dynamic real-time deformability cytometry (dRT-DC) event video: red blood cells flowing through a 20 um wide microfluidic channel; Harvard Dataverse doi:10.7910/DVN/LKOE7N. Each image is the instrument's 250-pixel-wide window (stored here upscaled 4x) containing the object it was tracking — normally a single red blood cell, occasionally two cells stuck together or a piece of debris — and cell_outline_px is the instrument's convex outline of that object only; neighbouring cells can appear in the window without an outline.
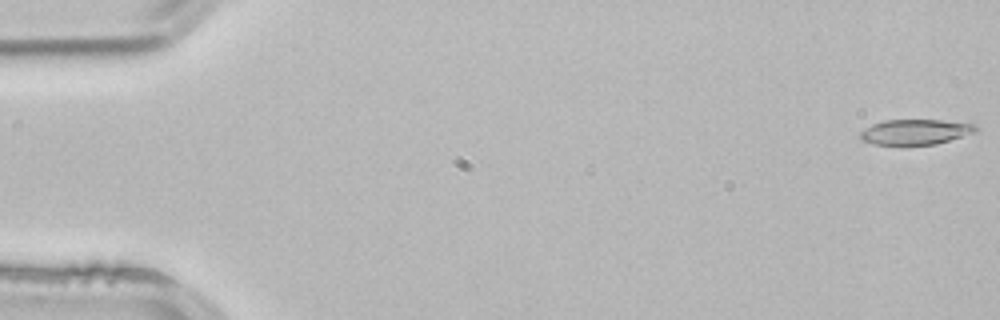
{"species": "common noctule bat (a hibernating species)", "species_latin": "Nyctalus noctula", "temperature_condition": "room temperature", "stored_images_in_passage": 4, "camera_frame_rate_fps": 3000, "um_per_image_px": 0.085, "animal": {"sex": "male", "body_mass_g": 21.5, "forearm_length_mm": 52.0}, "frame": {"image": 1, "passage_image": 1, "time_ms": 0.0, "image_size_px": [1000, 320], "cell_outline_px": [[980, 128], [976, 132], [936, 144], [900, 148], [872, 144], [860, 140], [860, 132], [864, 128], [872, 124], [884, 120], [940, 120], [976, 124]], "centroid_in_image_um": [77.75, 11.26], "position_along_channel_um": 7.2, "area_um2": 17.92}}